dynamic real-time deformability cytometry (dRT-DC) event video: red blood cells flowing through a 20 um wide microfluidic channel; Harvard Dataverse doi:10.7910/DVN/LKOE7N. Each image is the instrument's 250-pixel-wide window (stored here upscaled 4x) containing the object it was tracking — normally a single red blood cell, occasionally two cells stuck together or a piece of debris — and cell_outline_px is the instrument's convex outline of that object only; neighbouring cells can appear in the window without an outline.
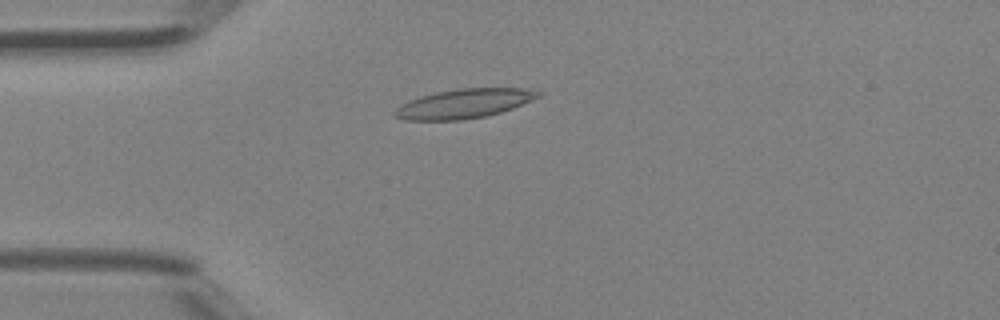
{"species": "Egyptian fruit bat (a non-hibernating species)", "species_latin": "Rousettus aegyptiacus", "temperature_condition": "room temperature", "stored_images_in_passage": 4, "camera_frame_rate_fps": 3000, "um_per_image_px": 0.085, "animal": {"sex": "female"}, "frame": {"image": 1, "passage_image": 4, "time_ms": 1.0, "image_size_px": [1000, 320], "cell_outline_px": [[544, 92], [540, 96], [512, 108], [500, 112], [484, 116], [464, 120], [404, 120], [392, 116], [392, 112], [396, 108], [408, 100], [420, 96], [436, 92], [456, 88], [524, 88]], "centroid_in_image_um": [39.4, 8.8], "position_along_channel_um": 45.6, "area_um2": 24.57}}